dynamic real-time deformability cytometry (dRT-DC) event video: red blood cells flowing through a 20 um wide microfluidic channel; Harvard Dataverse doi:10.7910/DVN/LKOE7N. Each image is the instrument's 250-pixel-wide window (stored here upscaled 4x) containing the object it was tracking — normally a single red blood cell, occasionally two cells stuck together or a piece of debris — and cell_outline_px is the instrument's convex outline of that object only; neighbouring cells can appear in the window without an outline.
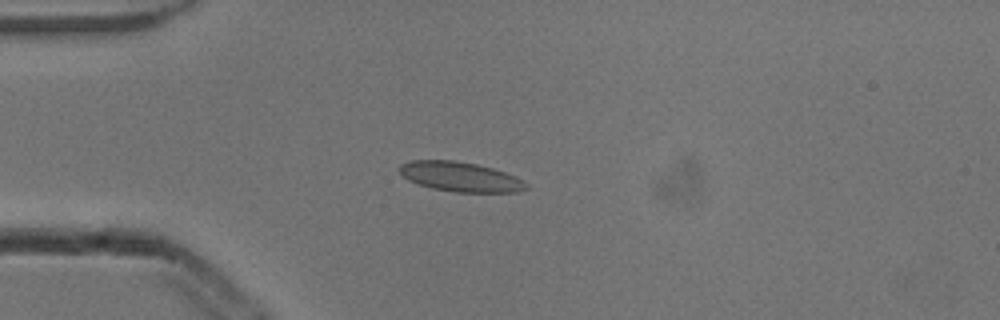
{"species": "common noctule bat (a hibernating species)", "species_latin": "Nyctalus noctula", "temperature_condition": "cold", "stored_images_in_passage": 7, "camera_frame_rate_fps": 3000, "um_per_image_px": 0.085, "animal": {"sex": "male", "body_mass_g": 13.3}, "frame": {"image": 1, "passage_image": 4, "time_ms": 1.0, "image_size_px": [1000, 320], "cell_outline_px": [[528, 188], [516, 192], [456, 192], [432, 188], [408, 180], [400, 172], [400, 164], [412, 160], [452, 160], [476, 164], [492, 168], [516, 176], [528, 184]], "centroid_in_image_um": [39.15, 15.02], "position_along_channel_um": 45.9, "area_um2": 21.73}}
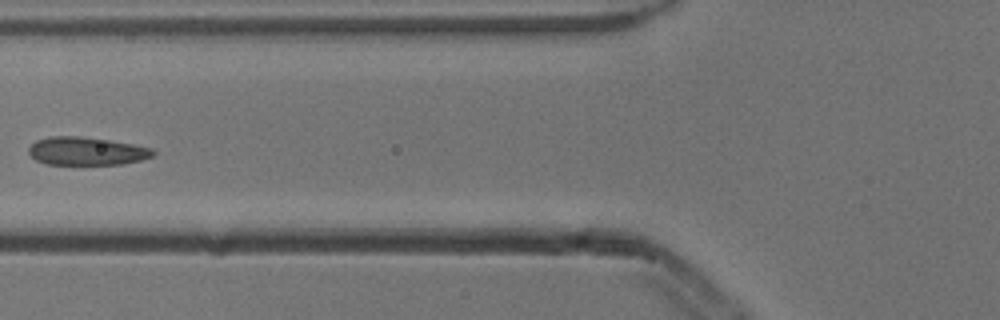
{"frame": {"image": 2, "passage_image": 6, "time_ms": 1.667, "image_size_px": [1000, 320], "cell_outline_px": [[156, 152], [152, 156], [140, 160], [124, 164], [44, 164], [36, 160], [28, 152], [28, 148], [36, 140], [48, 136], [80, 136], [108, 140], [132, 144], [152, 148]], "centroid_in_image_um": [7.33, 12.84], "position_along_channel_um": 118.5, "area_um2": 20.35}}
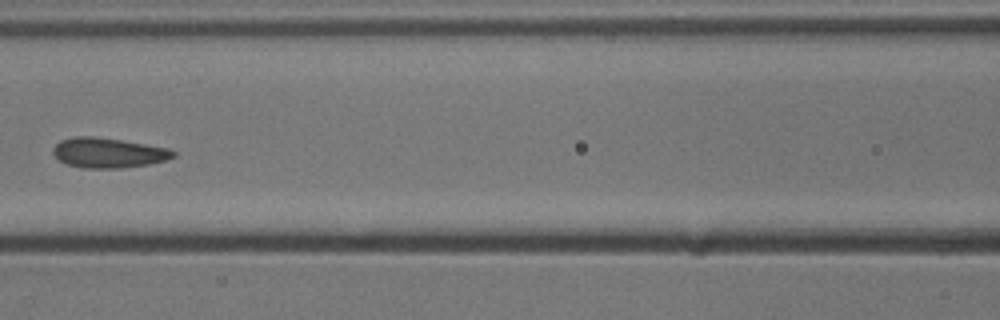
{"frame": {"image": 3, "passage_image": 7, "time_ms": 2.0, "image_size_px": [1000, 320], "cell_outline_px": [[176, 156], [164, 160], [148, 164], [120, 168], [84, 168], [68, 164], [60, 160], [52, 152], [52, 148], [60, 140], [76, 136], [92, 136], [120, 140], [168, 148], [176, 152]], "centroid_in_image_um": [9.19, 12.98], "position_along_channel_um": 157.4, "area_um2": 20.75}}